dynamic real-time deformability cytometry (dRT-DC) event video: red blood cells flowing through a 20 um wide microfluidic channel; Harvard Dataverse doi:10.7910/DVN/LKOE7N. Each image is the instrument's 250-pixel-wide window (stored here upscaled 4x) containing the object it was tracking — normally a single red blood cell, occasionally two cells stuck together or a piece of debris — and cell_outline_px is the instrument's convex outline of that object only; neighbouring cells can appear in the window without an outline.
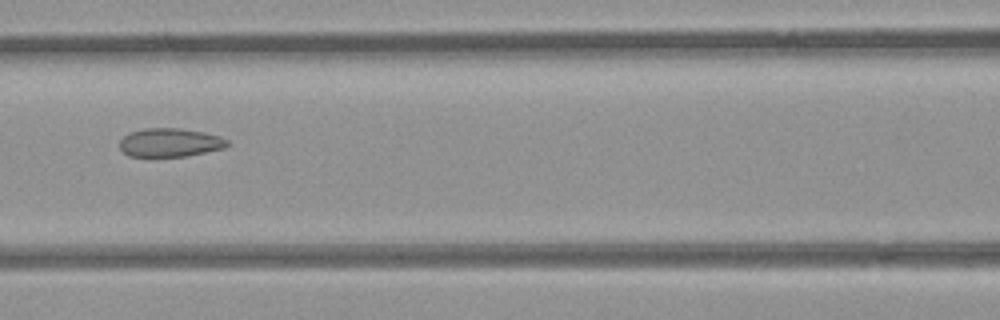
{"species": "common noctule bat (a hibernating species)", "species_latin": "Nyctalus noctula", "temperature_condition": "room temperature", "stored_images_in_passage": 4, "camera_frame_rate_fps": 3000, "um_per_image_px": 0.085, "animal": {"sex": "female", "body_mass_g": 21.9}, "frame": {"image": 1, "passage_image": 4, "time_ms": 4.0, "image_size_px": [1000, 320], "cell_outline_px": [[232, 144], [224, 148], [188, 156], [128, 156], [120, 148], [120, 140], [124, 136], [132, 132], [144, 128], [180, 128], [204, 132], [220, 136], [228, 140]], "centroid_in_image_um": [14.5, 12.11], "position_along_channel_um": 152.1, "area_um2": 17.98}}